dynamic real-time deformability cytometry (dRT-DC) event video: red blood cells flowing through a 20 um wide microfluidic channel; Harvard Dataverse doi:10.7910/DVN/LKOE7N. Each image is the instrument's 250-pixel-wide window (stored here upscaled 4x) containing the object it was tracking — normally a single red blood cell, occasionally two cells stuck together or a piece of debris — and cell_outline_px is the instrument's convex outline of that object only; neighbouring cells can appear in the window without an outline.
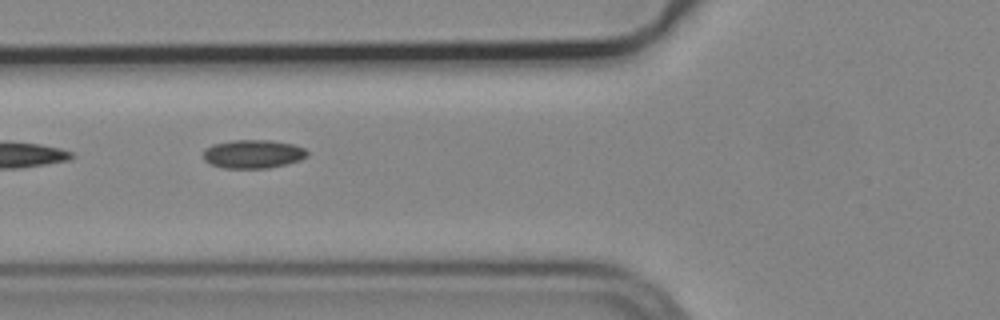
{"species": "common noctule bat (a hibernating species)", "species_latin": "Nyctalus noctula", "temperature_condition": "cold", "stored_images_in_passage": 6, "camera_frame_rate_fps": 3000, "um_per_image_px": 0.085, "animal": {"sex": "male", "body_mass_g": 19.2, "forearm_length_mm": 51.8}, "frame": {"image": 1, "passage_image": 5, "time_ms": 1.333, "image_size_px": [1000, 320], "cell_outline_px": [[308, 156], [300, 160], [268, 168], [224, 168], [212, 164], [204, 160], [204, 148], [212, 144], [232, 140], [272, 140], [292, 144], [304, 148], [308, 152]], "centroid_in_image_um": [21.5, 13.08], "position_along_channel_um": 104.3, "area_um2": 17.28}}
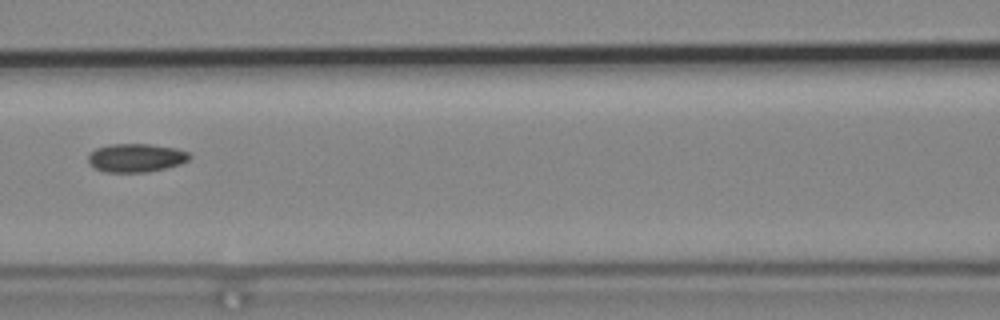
{"frame": {"image": 2, "passage_image": 6, "time_ms": 1.667, "image_size_px": [1000, 320], "cell_outline_px": [[192, 156], [188, 160], [180, 164], [164, 168], [144, 172], [104, 172], [88, 164], [88, 156], [96, 148], [112, 144], [148, 144], [176, 148], [188, 152]], "centroid_in_image_um": [11.55, 13.41], "position_along_channel_um": 155.0, "area_um2": 16.7}}